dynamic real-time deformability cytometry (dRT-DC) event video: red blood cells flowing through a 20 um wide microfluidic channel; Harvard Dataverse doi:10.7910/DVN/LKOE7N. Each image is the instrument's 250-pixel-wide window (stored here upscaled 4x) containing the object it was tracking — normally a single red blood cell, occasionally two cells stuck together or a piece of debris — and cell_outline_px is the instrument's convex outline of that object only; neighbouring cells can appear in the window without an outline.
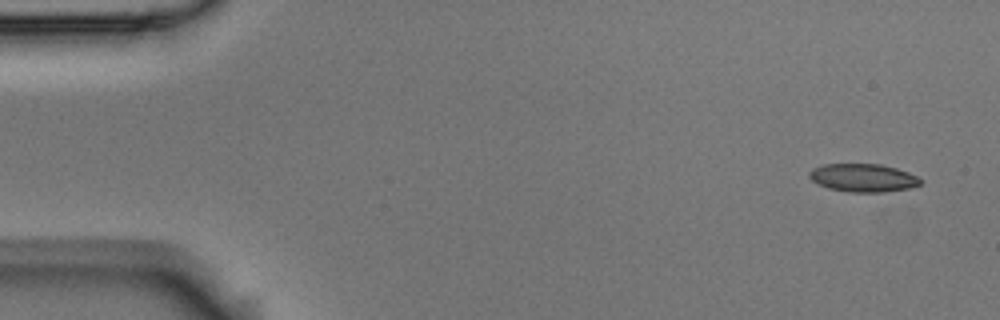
{"species": "Egyptian fruit bat (a non-hibernating species)", "species_latin": "Rousettus aegyptiacus", "temperature_condition": "room temperature", "stored_images_in_passage": 4, "camera_frame_rate_fps": 3000, "um_per_image_px": 0.085, "animal": {"sex": "male"}, "frame": {"image": 1, "passage_image": 1, "time_ms": 0.0, "image_size_px": [1000, 320], "cell_outline_px": [[924, 180], [920, 184], [908, 188], [884, 192], [852, 192], [828, 188], [812, 180], [808, 176], [808, 172], [812, 168], [820, 164], [880, 164], [896, 168], [908, 172]], "centroid_in_image_um": [73.35, 15.1], "position_along_channel_um": 11.7, "area_um2": 18.21}}
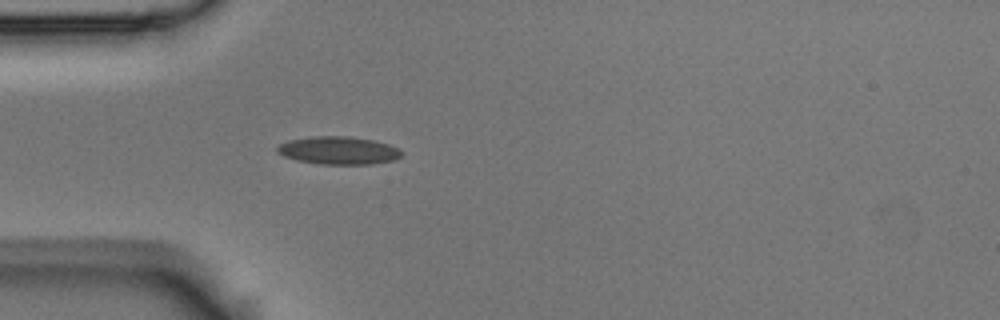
{"frame": {"image": 2, "passage_image": 4, "time_ms": 1.0, "image_size_px": [1000, 320], "cell_outline_px": [[404, 152], [396, 160], [372, 164], [320, 164], [296, 160], [284, 156], [276, 152], [276, 148], [280, 144], [288, 140], [312, 136], [348, 136], [372, 140], [388, 144], [400, 148]], "centroid_in_image_um": [28.79, 12.79], "position_along_channel_um": 56.2, "area_um2": 20.35}}